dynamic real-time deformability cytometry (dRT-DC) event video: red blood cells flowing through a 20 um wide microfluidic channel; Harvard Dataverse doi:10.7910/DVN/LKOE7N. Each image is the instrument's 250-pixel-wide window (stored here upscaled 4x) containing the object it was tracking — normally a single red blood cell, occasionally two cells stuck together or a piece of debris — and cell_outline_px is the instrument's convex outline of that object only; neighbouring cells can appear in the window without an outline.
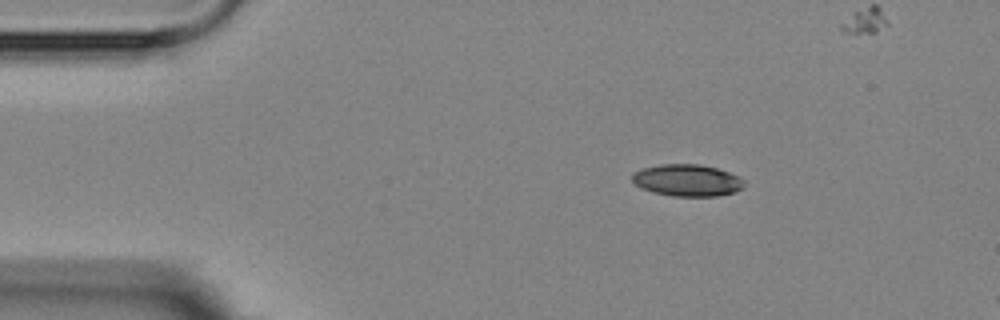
{"species": "Egyptian fruit bat (a non-hibernating species)", "species_latin": "Rousettus aegyptiacus", "temperature_condition": "room temperature", "stored_images_in_passage": 4, "segment_of_instrument_passage": [1, 2], "camera_frame_rate_fps": 3000, "um_per_image_px": 0.085, "animal": {"sex": "female"}, "frame": {"image": 1, "passage_image": 2, "time_ms": 1.0, "image_size_px": [1000, 320], "cell_outline_px": [[744, 188], [736, 192], [716, 196], [672, 196], [652, 192], [640, 188], [632, 180], [632, 172], [644, 168], [660, 164], [700, 164], [716, 168], [740, 176], [744, 180]], "centroid_in_image_um": [58.43, 15.33], "position_along_channel_um": 26.6, "area_um2": 20.98}}